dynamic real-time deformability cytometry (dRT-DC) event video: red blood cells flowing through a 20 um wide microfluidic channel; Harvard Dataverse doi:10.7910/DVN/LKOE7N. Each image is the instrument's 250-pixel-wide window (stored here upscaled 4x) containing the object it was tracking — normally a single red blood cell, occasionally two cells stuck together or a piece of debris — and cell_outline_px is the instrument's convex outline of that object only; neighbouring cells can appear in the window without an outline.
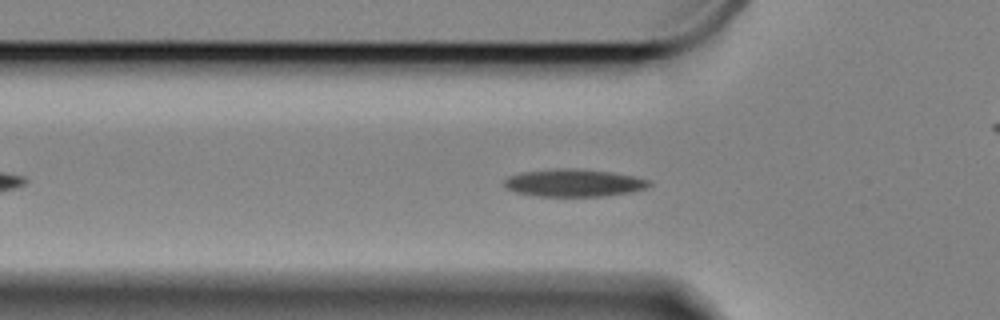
{"species": "Egyptian fruit bat (a non-hibernating species)", "species_latin": "Rousettus aegyptiacus", "temperature_condition": "cold", "stored_images_in_passage": 48, "camera_frame_rate_fps": 3000, "um_per_image_px": 0.085, "animal": {"sex": "female"}, "frame": {"image": 1, "passage_image": 11, "time_ms": 3.333, "image_size_px": [1000, 320], "cell_outline_px": [[652, 184], [648, 188], [632, 192], [604, 196], [536, 196], [516, 192], [508, 188], [504, 184], [504, 180], [508, 176], [520, 172], [556, 168], [572, 168], [612, 172], [632, 176], [648, 180]], "centroid_in_image_um": [48.78, 15.54], "position_along_channel_um": 77.0, "area_um2": 23.29}}
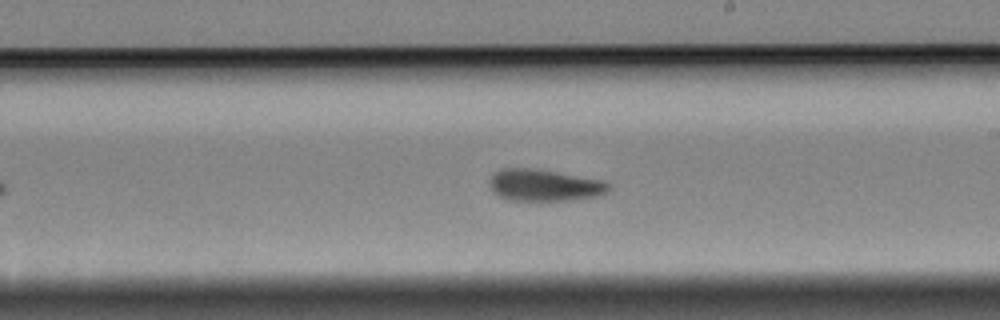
{"frame": {"image": 2, "passage_image": 26, "time_ms": 8.333, "image_size_px": [1000, 320], "cell_outline_px": [[612, 188], [608, 192], [596, 196], [568, 200], [512, 200], [500, 196], [492, 192], [488, 184], [488, 180], [496, 172], [504, 168], [532, 168], [604, 180], [612, 184]], "centroid_in_image_um": [46.29, 15.74], "position_along_channel_um": 242.7, "area_um2": 22.08}}
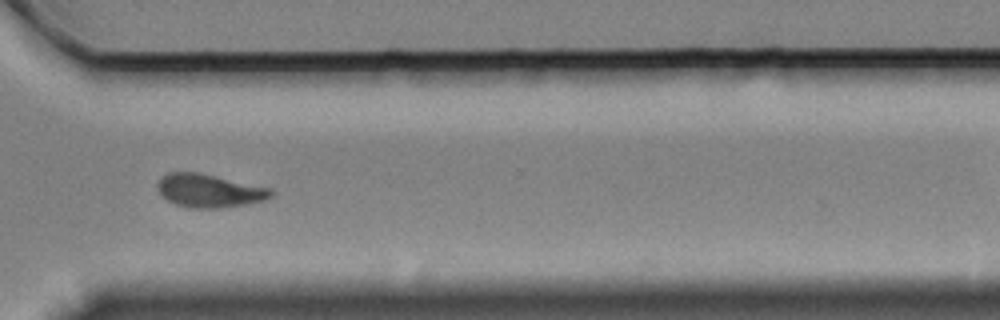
{"frame": {"image": 3, "passage_image": 36, "time_ms": 11.667, "image_size_px": [1000, 320], "cell_outline_px": [[272, 196], [268, 200], [220, 208], [192, 208], [176, 204], [168, 200], [160, 192], [156, 184], [168, 172], [200, 172], [272, 188]], "centroid_in_image_um": [17.83, 16.2], "position_along_channel_um": 352.8, "area_um2": 21.96}, "authors_computed_cell_mechanics": {"area_um2": 21.9929, "velocity_mm_per_s": 3.2949, "shape_relaxation_time_tau1_ms": null, "shape_relaxation_time_tau2_ms": 5.2798, "deformation_change_tau1": null, "deformation_change_tau2": 0.1037}}